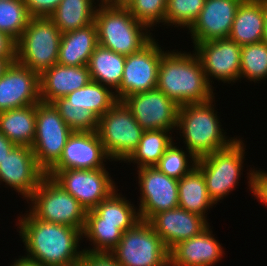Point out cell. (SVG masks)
<instances>
[{"label":"cell","mask_w":267,"mask_h":266,"mask_svg":"<svg viewBox=\"0 0 267 266\" xmlns=\"http://www.w3.org/2000/svg\"><path fill=\"white\" fill-rule=\"evenodd\" d=\"M243 0H205L198 18L190 27L195 44L228 38L237 9Z\"/></svg>","instance_id":"d6986e66"},{"label":"cell","mask_w":267,"mask_h":266,"mask_svg":"<svg viewBox=\"0 0 267 266\" xmlns=\"http://www.w3.org/2000/svg\"><path fill=\"white\" fill-rule=\"evenodd\" d=\"M249 176V189L259 201L267 205V172L260 170H251L247 173Z\"/></svg>","instance_id":"f35d334b"},{"label":"cell","mask_w":267,"mask_h":266,"mask_svg":"<svg viewBox=\"0 0 267 266\" xmlns=\"http://www.w3.org/2000/svg\"><path fill=\"white\" fill-rule=\"evenodd\" d=\"M98 46L95 22L62 34L57 63L66 66L88 65L90 57Z\"/></svg>","instance_id":"603a6c76"},{"label":"cell","mask_w":267,"mask_h":266,"mask_svg":"<svg viewBox=\"0 0 267 266\" xmlns=\"http://www.w3.org/2000/svg\"><path fill=\"white\" fill-rule=\"evenodd\" d=\"M243 145L240 138L235 139L228 147L197 159L196 166L202 171L208 195L214 204L239 183L245 155Z\"/></svg>","instance_id":"52a82bcc"},{"label":"cell","mask_w":267,"mask_h":266,"mask_svg":"<svg viewBox=\"0 0 267 266\" xmlns=\"http://www.w3.org/2000/svg\"><path fill=\"white\" fill-rule=\"evenodd\" d=\"M37 105L0 112V132L16 146L31 148L35 139Z\"/></svg>","instance_id":"d4e9b609"},{"label":"cell","mask_w":267,"mask_h":266,"mask_svg":"<svg viewBox=\"0 0 267 266\" xmlns=\"http://www.w3.org/2000/svg\"><path fill=\"white\" fill-rule=\"evenodd\" d=\"M18 220L26 258L44 266H79L84 252L78 248L83 237L80 229L41 221L30 212Z\"/></svg>","instance_id":"6da1fadb"},{"label":"cell","mask_w":267,"mask_h":266,"mask_svg":"<svg viewBox=\"0 0 267 266\" xmlns=\"http://www.w3.org/2000/svg\"><path fill=\"white\" fill-rule=\"evenodd\" d=\"M16 58H0V77L4 74L5 70L11 63L15 62Z\"/></svg>","instance_id":"ee69618b"},{"label":"cell","mask_w":267,"mask_h":266,"mask_svg":"<svg viewBox=\"0 0 267 266\" xmlns=\"http://www.w3.org/2000/svg\"><path fill=\"white\" fill-rule=\"evenodd\" d=\"M123 102L144 130L172 131L177 126L180 106L157 88L129 95Z\"/></svg>","instance_id":"4fadbf2b"},{"label":"cell","mask_w":267,"mask_h":266,"mask_svg":"<svg viewBox=\"0 0 267 266\" xmlns=\"http://www.w3.org/2000/svg\"><path fill=\"white\" fill-rule=\"evenodd\" d=\"M91 81L88 65L66 66L59 63L40 75L41 102L52 103Z\"/></svg>","instance_id":"7402d4cb"},{"label":"cell","mask_w":267,"mask_h":266,"mask_svg":"<svg viewBox=\"0 0 267 266\" xmlns=\"http://www.w3.org/2000/svg\"><path fill=\"white\" fill-rule=\"evenodd\" d=\"M52 104L72 131L92 132L98 130L99 119L89 110L77 105H67L65 97L58 98Z\"/></svg>","instance_id":"e575fe53"},{"label":"cell","mask_w":267,"mask_h":266,"mask_svg":"<svg viewBox=\"0 0 267 266\" xmlns=\"http://www.w3.org/2000/svg\"><path fill=\"white\" fill-rule=\"evenodd\" d=\"M264 32V0H243L239 5L228 36L238 45L262 41Z\"/></svg>","instance_id":"cb8c5ba5"},{"label":"cell","mask_w":267,"mask_h":266,"mask_svg":"<svg viewBox=\"0 0 267 266\" xmlns=\"http://www.w3.org/2000/svg\"><path fill=\"white\" fill-rule=\"evenodd\" d=\"M73 131L52 103L39 102L36 107L35 139L31 146L38 166L47 173L61 158Z\"/></svg>","instance_id":"30bf717a"},{"label":"cell","mask_w":267,"mask_h":266,"mask_svg":"<svg viewBox=\"0 0 267 266\" xmlns=\"http://www.w3.org/2000/svg\"><path fill=\"white\" fill-rule=\"evenodd\" d=\"M31 18L24 0L0 1V32L6 33L15 42Z\"/></svg>","instance_id":"d6a6232c"},{"label":"cell","mask_w":267,"mask_h":266,"mask_svg":"<svg viewBox=\"0 0 267 266\" xmlns=\"http://www.w3.org/2000/svg\"><path fill=\"white\" fill-rule=\"evenodd\" d=\"M27 200L33 204L30 213L35 218L83 231L86 209L51 177L45 175Z\"/></svg>","instance_id":"8992f818"},{"label":"cell","mask_w":267,"mask_h":266,"mask_svg":"<svg viewBox=\"0 0 267 266\" xmlns=\"http://www.w3.org/2000/svg\"><path fill=\"white\" fill-rule=\"evenodd\" d=\"M174 145V142H172L154 167L170 178L179 180L196 167L197 159L190 151H184ZM187 152L189 155H187ZM189 157L191 158V162H189L192 163L191 166L188 163Z\"/></svg>","instance_id":"d590c367"},{"label":"cell","mask_w":267,"mask_h":266,"mask_svg":"<svg viewBox=\"0 0 267 266\" xmlns=\"http://www.w3.org/2000/svg\"><path fill=\"white\" fill-rule=\"evenodd\" d=\"M262 41L267 44V0H264V32Z\"/></svg>","instance_id":"f6af8a7d"},{"label":"cell","mask_w":267,"mask_h":266,"mask_svg":"<svg viewBox=\"0 0 267 266\" xmlns=\"http://www.w3.org/2000/svg\"><path fill=\"white\" fill-rule=\"evenodd\" d=\"M117 190L113 191L93 210L101 217V223L119 224V229L124 233L140 221V216L132 206L133 204L121 197L122 195L118 194Z\"/></svg>","instance_id":"1f68e13d"},{"label":"cell","mask_w":267,"mask_h":266,"mask_svg":"<svg viewBox=\"0 0 267 266\" xmlns=\"http://www.w3.org/2000/svg\"><path fill=\"white\" fill-rule=\"evenodd\" d=\"M122 234L119 224L101 223V217L94 210L87 211L82 236L89 238L94 247L83 251L110 253L118 245Z\"/></svg>","instance_id":"f546056e"},{"label":"cell","mask_w":267,"mask_h":266,"mask_svg":"<svg viewBox=\"0 0 267 266\" xmlns=\"http://www.w3.org/2000/svg\"><path fill=\"white\" fill-rule=\"evenodd\" d=\"M11 266H44L39 262H35L33 260H30L26 258L25 256H22L21 258H18L15 260L14 264Z\"/></svg>","instance_id":"7bdbcfd3"},{"label":"cell","mask_w":267,"mask_h":266,"mask_svg":"<svg viewBox=\"0 0 267 266\" xmlns=\"http://www.w3.org/2000/svg\"><path fill=\"white\" fill-rule=\"evenodd\" d=\"M250 81L267 78V44L263 41L241 47L240 77Z\"/></svg>","instance_id":"836d02e7"},{"label":"cell","mask_w":267,"mask_h":266,"mask_svg":"<svg viewBox=\"0 0 267 266\" xmlns=\"http://www.w3.org/2000/svg\"><path fill=\"white\" fill-rule=\"evenodd\" d=\"M114 93L109 87L90 81L84 87L65 96V98L67 99V105L83 107L99 119L118 101Z\"/></svg>","instance_id":"f1b7e54d"},{"label":"cell","mask_w":267,"mask_h":266,"mask_svg":"<svg viewBox=\"0 0 267 266\" xmlns=\"http://www.w3.org/2000/svg\"><path fill=\"white\" fill-rule=\"evenodd\" d=\"M125 60L126 56L98 45L88 63L91 81L116 91L121 84Z\"/></svg>","instance_id":"4316f807"},{"label":"cell","mask_w":267,"mask_h":266,"mask_svg":"<svg viewBox=\"0 0 267 266\" xmlns=\"http://www.w3.org/2000/svg\"><path fill=\"white\" fill-rule=\"evenodd\" d=\"M164 53L153 38L140 51L126 56L121 84L115 91L118 101L156 88L158 68Z\"/></svg>","instance_id":"7c38bea8"},{"label":"cell","mask_w":267,"mask_h":266,"mask_svg":"<svg viewBox=\"0 0 267 266\" xmlns=\"http://www.w3.org/2000/svg\"><path fill=\"white\" fill-rule=\"evenodd\" d=\"M98 6L94 19L98 45L128 56L140 51L153 39L150 29L136 20L124 5L102 0Z\"/></svg>","instance_id":"3957f363"},{"label":"cell","mask_w":267,"mask_h":266,"mask_svg":"<svg viewBox=\"0 0 267 266\" xmlns=\"http://www.w3.org/2000/svg\"><path fill=\"white\" fill-rule=\"evenodd\" d=\"M241 47L230 38L215 39L197 43L194 51L199 58L206 79L210 77L231 83L239 80L241 65ZM210 76V77H209Z\"/></svg>","instance_id":"9a60e30c"},{"label":"cell","mask_w":267,"mask_h":266,"mask_svg":"<svg viewBox=\"0 0 267 266\" xmlns=\"http://www.w3.org/2000/svg\"><path fill=\"white\" fill-rule=\"evenodd\" d=\"M16 145L0 132V162L6 157Z\"/></svg>","instance_id":"b9f144b4"},{"label":"cell","mask_w":267,"mask_h":266,"mask_svg":"<svg viewBox=\"0 0 267 266\" xmlns=\"http://www.w3.org/2000/svg\"><path fill=\"white\" fill-rule=\"evenodd\" d=\"M202 171L196 166L178 180V206L207 219V209L213 207Z\"/></svg>","instance_id":"484cf974"},{"label":"cell","mask_w":267,"mask_h":266,"mask_svg":"<svg viewBox=\"0 0 267 266\" xmlns=\"http://www.w3.org/2000/svg\"><path fill=\"white\" fill-rule=\"evenodd\" d=\"M124 6L136 20L150 29L160 22L165 24L167 0H129Z\"/></svg>","instance_id":"74e56055"},{"label":"cell","mask_w":267,"mask_h":266,"mask_svg":"<svg viewBox=\"0 0 267 266\" xmlns=\"http://www.w3.org/2000/svg\"><path fill=\"white\" fill-rule=\"evenodd\" d=\"M107 159L110 160L97 131H73L61 158L50 170H95L105 168L103 160L106 162Z\"/></svg>","instance_id":"ac0fdd59"},{"label":"cell","mask_w":267,"mask_h":266,"mask_svg":"<svg viewBox=\"0 0 267 266\" xmlns=\"http://www.w3.org/2000/svg\"><path fill=\"white\" fill-rule=\"evenodd\" d=\"M15 43L6 33L0 32V58H16Z\"/></svg>","instance_id":"60d3db41"},{"label":"cell","mask_w":267,"mask_h":266,"mask_svg":"<svg viewBox=\"0 0 267 266\" xmlns=\"http://www.w3.org/2000/svg\"><path fill=\"white\" fill-rule=\"evenodd\" d=\"M46 173L38 166L32 148L15 146L0 162V181L28 199Z\"/></svg>","instance_id":"e0dca14e"},{"label":"cell","mask_w":267,"mask_h":266,"mask_svg":"<svg viewBox=\"0 0 267 266\" xmlns=\"http://www.w3.org/2000/svg\"><path fill=\"white\" fill-rule=\"evenodd\" d=\"M62 33L49 17H32L16 41V61L41 75L57 64Z\"/></svg>","instance_id":"5b68a950"},{"label":"cell","mask_w":267,"mask_h":266,"mask_svg":"<svg viewBox=\"0 0 267 266\" xmlns=\"http://www.w3.org/2000/svg\"><path fill=\"white\" fill-rule=\"evenodd\" d=\"M209 225L198 235L177 243L169 250V266H213L224 254Z\"/></svg>","instance_id":"44dd1931"},{"label":"cell","mask_w":267,"mask_h":266,"mask_svg":"<svg viewBox=\"0 0 267 266\" xmlns=\"http://www.w3.org/2000/svg\"><path fill=\"white\" fill-rule=\"evenodd\" d=\"M195 55L165 51L159 64L156 88L179 106L214 99V89Z\"/></svg>","instance_id":"7a4b0ae2"},{"label":"cell","mask_w":267,"mask_h":266,"mask_svg":"<svg viewBox=\"0 0 267 266\" xmlns=\"http://www.w3.org/2000/svg\"><path fill=\"white\" fill-rule=\"evenodd\" d=\"M62 0H24L31 17H49Z\"/></svg>","instance_id":"ab89813d"},{"label":"cell","mask_w":267,"mask_h":266,"mask_svg":"<svg viewBox=\"0 0 267 266\" xmlns=\"http://www.w3.org/2000/svg\"><path fill=\"white\" fill-rule=\"evenodd\" d=\"M166 130H144L137 148L125 160L135 162L137 168L155 166L173 142Z\"/></svg>","instance_id":"4dcf8cb0"},{"label":"cell","mask_w":267,"mask_h":266,"mask_svg":"<svg viewBox=\"0 0 267 266\" xmlns=\"http://www.w3.org/2000/svg\"><path fill=\"white\" fill-rule=\"evenodd\" d=\"M102 0H100L101 2ZM94 0H62L49 18L62 34L94 22Z\"/></svg>","instance_id":"83f0119b"},{"label":"cell","mask_w":267,"mask_h":266,"mask_svg":"<svg viewBox=\"0 0 267 266\" xmlns=\"http://www.w3.org/2000/svg\"><path fill=\"white\" fill-rule=\"evenodd\" d=\"M110 253L121 266H169V250L145 220L126 230Z\"/></svg>","instance_id":"ba28073f"},{"label":"cell","mask_w":267,"mask_h":266,"mask_svg":"<svg viewBox=\"0 0 267 266\" xmlns=\"http://www.w3.org/2000/svg\"><path fill=\"white\" fill-rule=\"evenodd\" d=\"M144 129L123 101H117L98 120V134L112 161H125L137 148Z\"/></svg>","instance_id":"9c48e42d"},{"label":"cell","mask_w":267,"mask_h":266,"mask_svg":"<svg viewBox=\"0 0 267 266\" xmlns=\"http://www.w3.org/2000/svg\"><path fill=\"white\" fill-rule=\"evenodd\" d=\"M213 99L205 103L186 104L179 107L177 128L182 133L186 150L196 159L228 147L236 138L227 139L214 113Z\"/></svg>","instance_id":"277c9868"},{"label":"cell","mask_w":267,"mask_h":266,"mask_svg":"<svg viewBox=\"0 0 267 266\" xmlns=\"http://www.w3.org/2000/svg\"><path fill=\"white\" fill-rule=\"evenodd\" d=\"M204 3L205 0H167L165 24L190 29L203 9Z\"/></svg>","instance_id":"8d00e7d4"},{"label":"cell","mask_w":267,"mask_h":266,"mask_svg":"<svg viewBox=\"0 0 267 266\" xmlns=\"http://www.w3.org/2000/svg\"><path fill=\"white\" fill-rule=\"evenodd\" d=\"M148 222L168 250L177 243L198 235L209 225L203 217L190 213L179 206L156 213Z\"/></svg>","instance_id":"ffe728a7"},{"label":"cell","mask_w":267,"mask_h":266,"mask_svg":"<svg viewBox=\"0 0 267 266\" xmlns=\"http://www.w3.org/2000/svg\"><path fill=\"white\" fill-rule=\"evenodd\" d=\"M105 1L115 5H124L129 0H105Z\"/></svg>","instance_id":"bcb514c9"},{"label":"cell","mask_w":267,"mask_h":266,"mask_svg":"<svg viewBox=\"0 0 267 266\" xmlns=\"http://www.w3.org/2000/svg\"><path fill=\"white\" fill-rule=\"evenodd\" d=\"M40 101V75L17 61L11 63L0 77V112Z\"/></svg>","instance_id":"2e32d148"},{"label":"cell","mask_w":267,"mask_h":266,"mask_svg":"<svg viewBox=\"0 0 267 266\" xmlns=\"http://www.w3.org/2000/svg\"><path fill=\"white\" fill-rule=\"evenodd\" d=\"M46 175L76 198L86 211L93 210L116 190L106 168L49 170Z\"/></svg>","instance_id":"8fae6325"},{"label":"cell","mask_w":267,"mask_h":266,"mask_svg":"<svg viewBox=\"0 0 267 266\" xmlns=\"http://www.w3.org/2000/svg\"><path fill=\"white\" fill-rule=\"evenodd\" d=\"M140 187V220L148 221L156 213L178 207V180L170 178L156 167L137 171Z\"/></svg>","instance_id":"5bb4252c"}]
</instances>
